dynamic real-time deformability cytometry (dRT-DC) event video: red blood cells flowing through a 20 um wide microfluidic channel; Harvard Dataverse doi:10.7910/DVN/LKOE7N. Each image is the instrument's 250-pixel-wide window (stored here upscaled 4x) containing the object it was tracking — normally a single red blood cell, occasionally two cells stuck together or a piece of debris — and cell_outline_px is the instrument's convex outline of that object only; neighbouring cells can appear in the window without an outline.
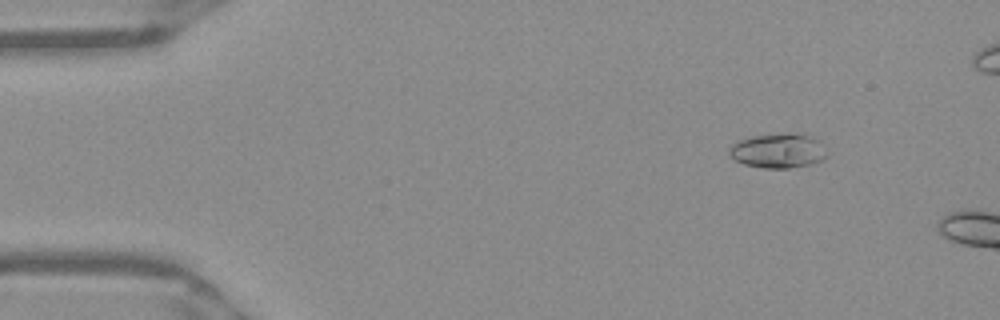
{"species": "Egyptian fruit bat (a non-hibernating species)", "species_latin": "Rousettus aegyptiacus", "temperature_condition": "warm", "stored_images_in_passage": 10, "camera_frame_rate_fps": 3000, "um_per_image_px": 0.085, "frame": {"image": 1, "passage_image": 6, "time_ms": 1.667, "image_size_px": [1000, 320], "cell_outline_px": [[828, 156], [820, 160], [808, 164], [788, 168], [764, 168], [744, 164], [728, 156], [728, 148], [736, 140], [752, 136], [812, 136], [820, 140]], "centroid_in_image_um": [66.08, 12.85], "position_along_channel_um": 18.9, "area_um2": 19.02}}